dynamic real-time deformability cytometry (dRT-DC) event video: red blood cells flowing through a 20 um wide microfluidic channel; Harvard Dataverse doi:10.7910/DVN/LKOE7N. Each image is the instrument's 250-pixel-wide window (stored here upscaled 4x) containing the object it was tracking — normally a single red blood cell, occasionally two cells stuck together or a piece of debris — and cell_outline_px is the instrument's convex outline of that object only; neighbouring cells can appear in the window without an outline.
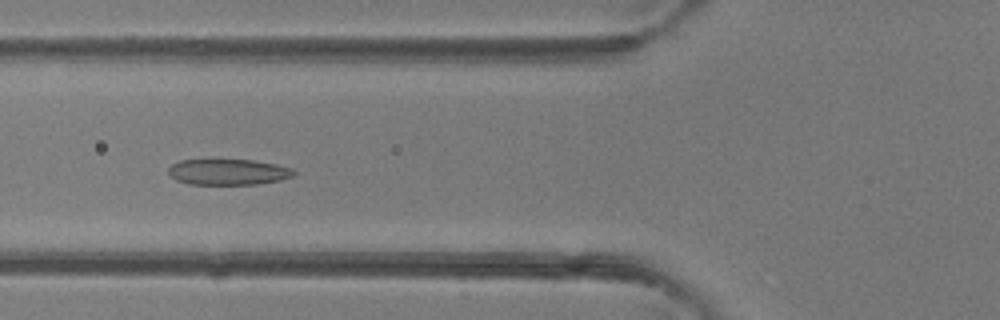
{"species": "common noctule bat (a hibernating species)", "species_latin": "Nyctalus noctula", "temperature_condition": "room temperature", "stored_images_in_passage": 6, "camera_frame_rate_fps": 3000, "um_per_image_px": 0.085, "animal": {"sex": "female"}, "frame": {"image": 1, "passage_image": 5, "time_ms": 4.667, "image_size_px": [1000, 320], "cell_outline_px": [[296, 176], [280, 180], [256, 184], [188, 184], [176, 180], [168, 172], [168, 168], [172, 164], [180, 160], [252, 160], [276, 164], [292, 168], [296, 172]], "centroid_in_image_um": [19.42, 14.62], "position_along_channel_um": 106.4, "area_um2": 18.9}}
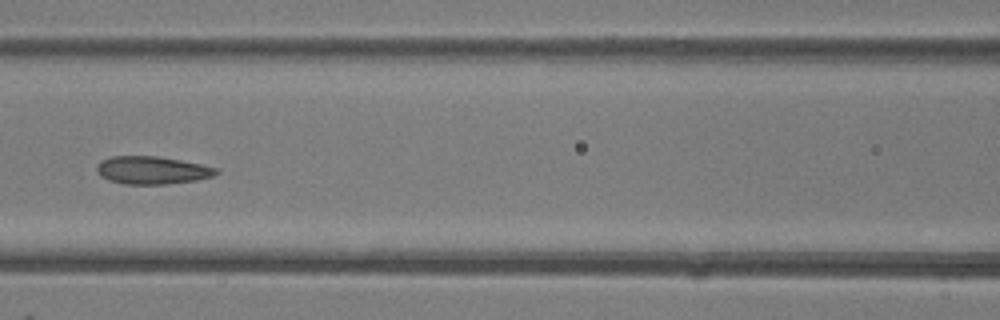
{"frame": {"image": 2, "passage_image": 6, "time_ms": 5.667, "image_size_px": [1000, 320], "cell_outline_px": [[220, 172], [212, 176], [196, 180], [168, 184], [124, 184], [108, 180], [100, 176], [96, 172], [96, 164], [100, 160], [112, 156], [156, 156], [180, 160], [220, 168]], "centroid_in_image_um": [12.9, 14.47], "position_along_channel_um": 153.7, "area_um2": 19.54}}